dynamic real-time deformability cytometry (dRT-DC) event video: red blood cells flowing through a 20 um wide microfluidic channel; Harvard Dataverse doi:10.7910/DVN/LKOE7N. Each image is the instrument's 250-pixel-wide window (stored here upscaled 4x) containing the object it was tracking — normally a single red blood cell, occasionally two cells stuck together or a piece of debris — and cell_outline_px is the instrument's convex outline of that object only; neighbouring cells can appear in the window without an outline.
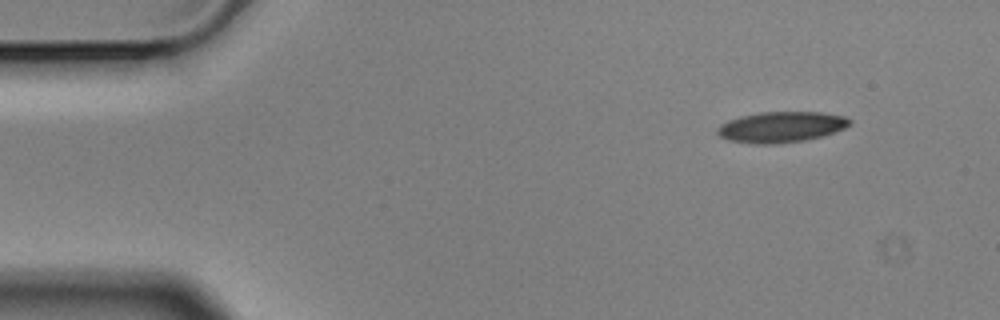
{"species": "Egyptian fruit bat (a non-hibernating species)", "species_latin": "Rousettus aegyptiacus", "temperature_condition": "cold", "stored_images_in_passage": 5, "camera_frame_rate_fps": 3000, "um_per_image_px": 0.085, "animal": {"sex": "male"}, "frame": {"image": 1, "passage_image": 1, "time_ms": 0.0, "image_size_px": [1000, 320], "cell_outline_px": [[852, 124], [844, 128], [824, 136], [804, 140], [776, 144], [756, 144], [728, 140], [720, 136], [716, 132], [716, 128], [720, 124], [728, 120], [740, 116], [760, 112], [820, 112], [844, 116], [852, 120]], "centroid_in_image_um": [66.39, 10.79], "position_along_channel_um": 18.6, "area_um2": 23.87}}
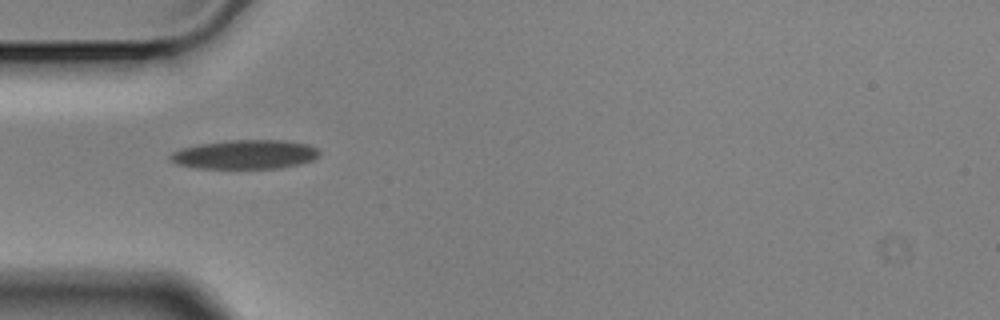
{"frame": {"image": 2, "passage_image": 4, "time_ms": 1.0, "image_size_px": [1000, 320], "cell_outline_px": [[320, 156], [312, 160], [300, 164], [280, 168], [192, 168], [176, 164], [168, 156], [172, 152], [180, 148], [200, 144], [232, 140], [284, 140], [308, 144], [316, 148], [320, 152]], "centroid_in_image_um": [20.83, 13.13], "position_along_channel_um": 64.2, "area_um2": 25.37}}
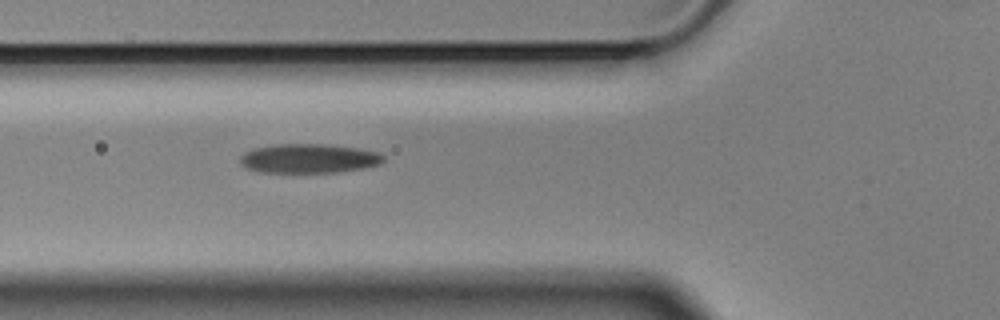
{"frame": {"image": 3, "passage_image": 5, "time_ms": 1.333, "image_size_px": [1000, 320], "cell_outline_px": [[384, 160], [380, 164], [364, 168], [336, 172], [260, 172], [248, 168], [240, 164], [240, 156], [244, 152], [256, 148], [276, 144], [320, 144], [356, 148], [376, 152], [384, 156]], "centroid_in_image_um": [26.23, 13.47], "position_along_channel_um": 99.6, "area_um2": 24.16}}